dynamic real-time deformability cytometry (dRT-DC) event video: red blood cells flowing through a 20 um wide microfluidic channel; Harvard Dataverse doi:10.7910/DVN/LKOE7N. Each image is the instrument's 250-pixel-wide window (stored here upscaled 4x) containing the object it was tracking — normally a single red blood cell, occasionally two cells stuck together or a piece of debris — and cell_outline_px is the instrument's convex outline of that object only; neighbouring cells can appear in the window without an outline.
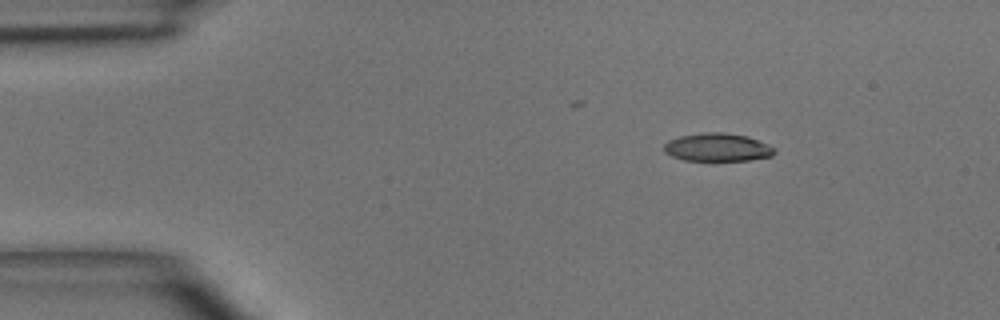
{"species": "common noctule bat (a hibernating species)", "species_latin": "Nyctalus noctula", "temperature_condition": "room temperature", "stored_images_in_passage": 3, "camera_frame_rate_fps": 3000, "um_per_image_px": 0.085, "animal": {"sex": "male", "body_mass_g": 15.6}, "frame": {"image": 1, "passage_image": 1, "time_ms": 0.0, "image_size_px": [1000, 320], "cell_outline_px": [[776, 152], [772, 156], [748, 160], [684, 160], [672, 156], [664, 152], [664, 144], [668, 140], [680, 136], [704, 132], [724, 132], [748, 136], [768, 144], [776, 148]], "centroid_in_image_um": [61.0, 12.51], "position_along_channel_um": 24.0, "area_um2": 18.15}}
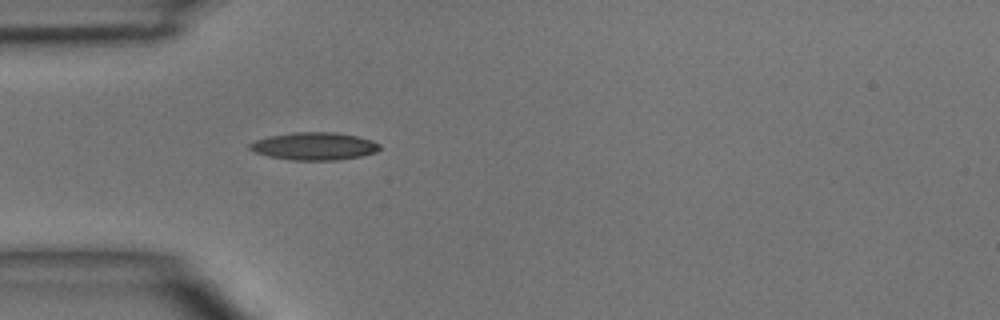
{"frame": {"image": 2, "passage_image": 3, "time_ms": 2.333, "image_size_px": [1000, 320], "cell_outline_px": [[380, 148], [376, 152], [360, 156], [336, 160], [292, 160], [268, 156], [256, 152], [248, 148], [248, 144], [256, 140], [268, 136], [292, 132], [336, 132], [356, 136], [372, 140], [380, 144]], "centroid_in_image_um": [26.7, 12.42], "position_along_channel_um": 58.3, "area_um2": 20.92}}